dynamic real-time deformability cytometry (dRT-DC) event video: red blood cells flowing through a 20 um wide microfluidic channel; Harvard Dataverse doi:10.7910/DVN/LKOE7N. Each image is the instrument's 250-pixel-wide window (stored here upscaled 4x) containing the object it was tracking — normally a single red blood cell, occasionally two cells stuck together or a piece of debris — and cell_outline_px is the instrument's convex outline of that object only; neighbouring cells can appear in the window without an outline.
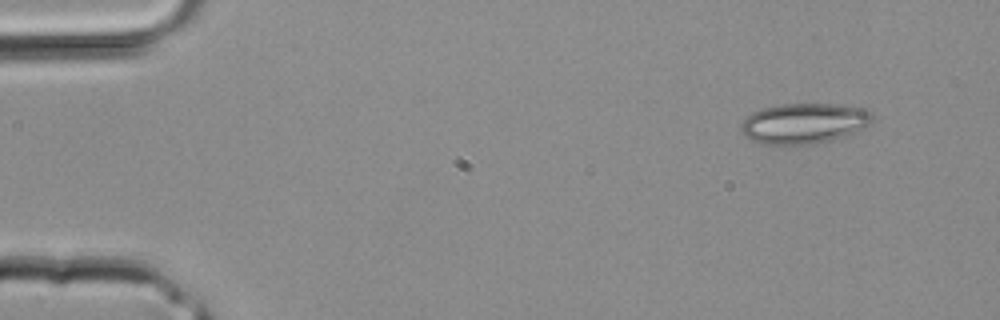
{"species": "common noctule bat (a hibernating species)", "species_latin": "Nyctalus noctula", "temperature_condition": "room temperature", "stored_images_in_passage": 4, "camera_frame_rate_fps": 3000, "um_per_image_px": 0.085, "animal": {"sex": "male", "body_mass_g": 20.4}, "frame": {"image": 1, "passage_image": 1, "time_ms": 0.0, "image_size_px": [1000, 320], "cell_outline_px": [[872, 120], [864, 128], [856, 132], [828, 140], [812, 144], [764, 144], [752, 140], [744, 136], [740, 132], [740, 124], [752, 112], [760, 108], [784, 104], [836, 104], [868, 108], [872, 112]], "centroid_in_image_um": [68.33, 10.47], "position_along_channel_um": 16.7, "area_um2": 30.98}}